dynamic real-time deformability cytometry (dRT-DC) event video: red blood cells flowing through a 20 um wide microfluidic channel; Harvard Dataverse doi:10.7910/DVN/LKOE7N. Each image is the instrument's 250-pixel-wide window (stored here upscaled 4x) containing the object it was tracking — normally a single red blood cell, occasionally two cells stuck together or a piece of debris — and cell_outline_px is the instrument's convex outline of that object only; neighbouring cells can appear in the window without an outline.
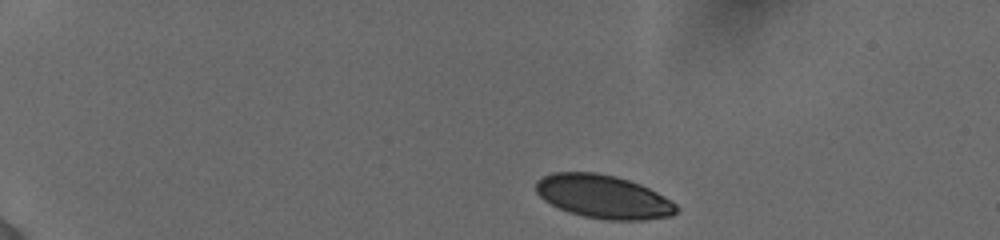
{"species": "human", "species_latin": "Homo sapiens", "temperature_condition": "cold", "stored_images_in_passage": 22, "camera_frame_rate_fps": 3000, "um_per_image_px": 0.085, "donor": {"sex": "female"}, "frame": {"image": 1, "passage_image": 1, "time_ms": 0.0, "image_size_px": [1000, 240], "cell_outline_px": [[680, 208], [672, 216], [644, 220], [604, 220], [584, 216], [568, 212], [544, 200], [536, 192], [536, 180], [552, 172], [596, 172], [616, 176], [640, 184], [664, 196], [676, 204]], "centroid_in_image_um": [51.29, 16.72], "position_along_channel_um": 33.7, "area_um2": 35.6}}
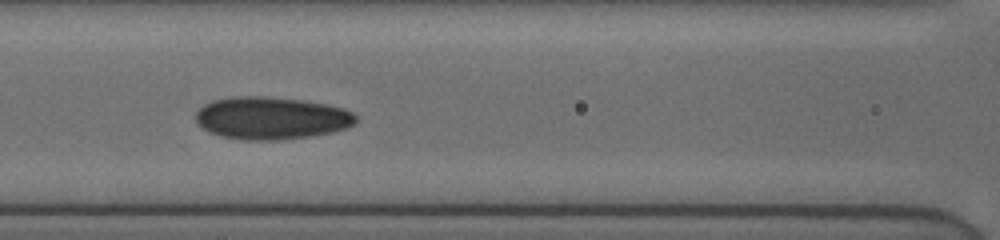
{"frame": {"image": 2, "passage_image": 13, "time_ms": 5.333, "image_size_px": [1000, 240], "cell_outline_px": [[356, 120], [348, 128], [332, 132], [284, 140], [244, 140], [220, 136], [208, 132], [196, 124], [196, 112], [204, 104], [212, 100], [232, 96], [268, 96], [300, 100], [328, 104], [344, 108], [352, 112], [356, 116]], "centroid_in_image_um": [23.03, 10.03], "position_along_channel_um": 143.6, "area_um2": 40.0}}
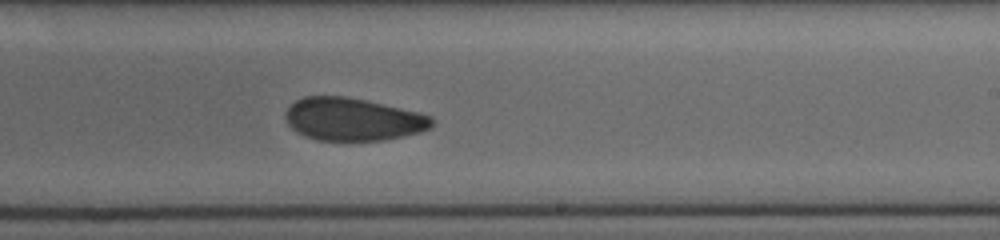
{"frame": {"image": 3, "passage_image": 22, "time_ms": 8.333, "image_size_px": [1000, 240], "cell_outline_px": [[436, 120], [432, 128], [420, 132], [404, 136], [384, 140], [316, 140], [304, 136], [296, 132], [288, 124], [284, 116], [284, 112], [296, 100], [304, 96], [344, 96], [364, 100], [420, 112], [432, 116]], "centroid_in_image_um": [30.02, 10.14], "position_along_channel_um": 259.0, "area_um2": 36.7}}